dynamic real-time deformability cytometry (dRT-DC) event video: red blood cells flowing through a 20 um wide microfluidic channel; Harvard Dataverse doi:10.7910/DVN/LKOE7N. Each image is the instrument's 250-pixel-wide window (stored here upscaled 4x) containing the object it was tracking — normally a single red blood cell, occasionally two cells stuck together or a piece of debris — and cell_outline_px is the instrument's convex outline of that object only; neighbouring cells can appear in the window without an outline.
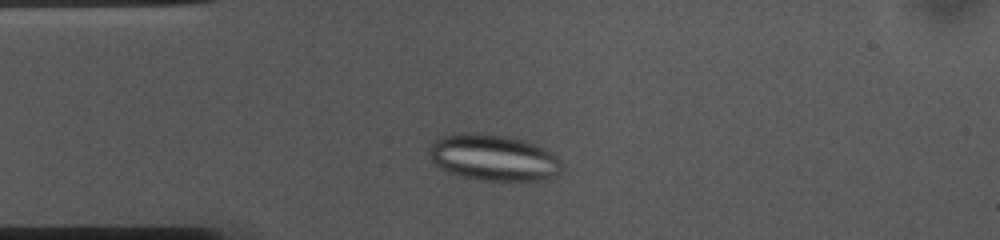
{"species": "common noctule bat (a hibernating species)", "species_latin": "Nyctalus noctula", "temperature_condition": "cold", "stored_images_in_passage": 41, "camera_frame_rate_fps": 3000, "um_per_image_px": 0.085, "animal": {"sex": "female", "body_mass_g": 10.0, "forearm_length_mm": 53.1}, "frame": {"image": 1, "passage_image": 8, "time_ms": 2.333, "image_size_px": [1000, 240], "cell_outline_px": [[564, 168], [560, 172], [544, 180], [484, 180], [464, 176], [448, 172], [436, 164], [432, 160], [428, 148], [436, 140], [444, 136], [460, 132], [476, 132], [508, 136], [524, 140], [536, 144], [544, 148], [556, 156], [560, 160]], "centroid_in_image_um": [41.97, 13.38], "position_along_channel_um": 43.0, "area_um2": 35.6}}
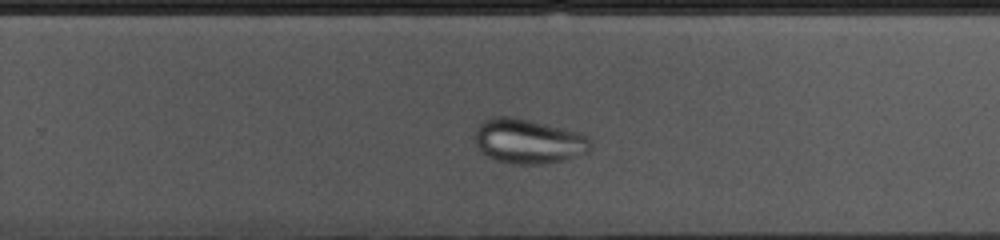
{"frame": {"image": 2, "passage_image": 29, "time_ms": 9.333, "image_size_px": [1000, 240], "cell_outline_px": [[588, 152], [564, 160], [548, 164], [516, 164], [496, 160], [488, 156], [476, 144], [476, 128], [484, 120], [492, 116], [516, 116], [580, 132], [588, 136]], "centroid_in_image_um": [44.91, 11.98], "position_along_channel_um": 284.9, "area_um2": 30.06}}
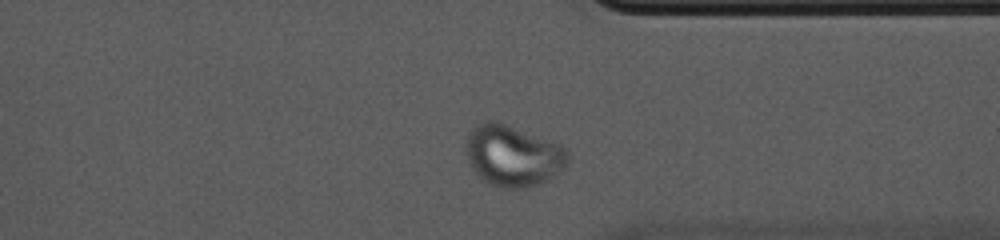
{"frame": {"image": 3, "passage_image": 36, "time_ms": 11.667, "image_size_px": [1000, 240], "cell_outline_px": [[568, 156], [564, 164], [556, 172], [540, 184], [528, 188], [496, 188], [484, 180], [472, 168], [468, 160], [464, 148], [464, 144], [468, 132], [476, 124], [488, 120], [496, 120], [556, 144], [564, 148], [568, 152]], "centroid_in_image_um": [43.49, 13.23], "position_along_channel_um": 367.9, "area_um2": 35.84}}